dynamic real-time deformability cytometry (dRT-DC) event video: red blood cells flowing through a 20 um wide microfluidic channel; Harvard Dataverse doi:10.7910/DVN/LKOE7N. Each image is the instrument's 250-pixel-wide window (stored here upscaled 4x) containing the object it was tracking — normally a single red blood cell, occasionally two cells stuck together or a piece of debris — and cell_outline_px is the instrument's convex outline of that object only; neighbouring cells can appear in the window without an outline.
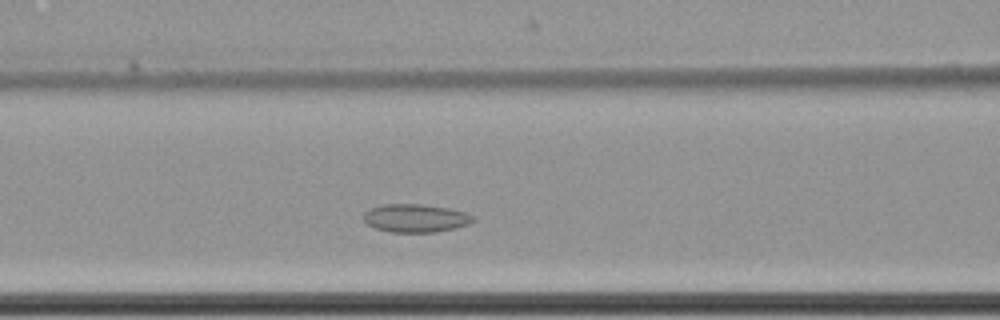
{"species": "common noctule bat (a hibernating species)", "species_latin": "Nyctalus noctula", "temperature_condition": "cold", "stored_images_in_passage": 41, "camera_frame_rate_fps": 3000, "um_per_image_px": 0.085, "animal": {"sex": "female", "body_mass_g": 22.7, "forearm_length_mm": 54.2}, "frame": {"image": 1, "passage_image": 14, "time_ms": 4.333, "image_size_px": [1000, 320], "cell_outline_px": [[476, 220], [468, 224], [456, 228], [436, 232], [392, 232], [376, 228], [368, 224], [364, 220], [364, 212], [368, 208], [384, 204], [420, 204], [448, 208], [468, 212], [476, 216]], "centroid_in_image_um": [35.37, 18.53], "position_along_channel_um": 131.2, "area_um2": 18.15}}
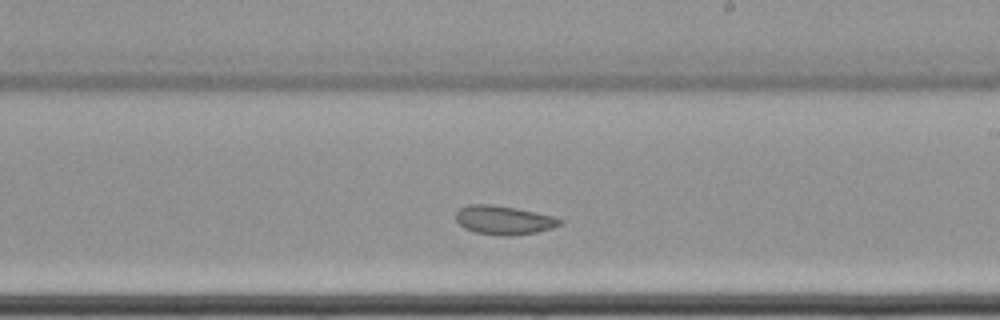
{"frame": {"image": 2, "passage_image": 24, "time_ms": 7.667, "image_size_px": [1000, 320], "cell_outline_px": [[564, 224], [552, 228], [536, 232], [512, 236], [504, 236], [476, 232], [464, 228], [456, 220], [456, 212], [460, 208], [468, 204], [492, 204], [516, 208], [536, 212], [552, 216], [564, 220]], "centroid_in_image_um": [42.84, 18.7], "position_along_channel_um": 246.2, "area_um2": 17.57}}
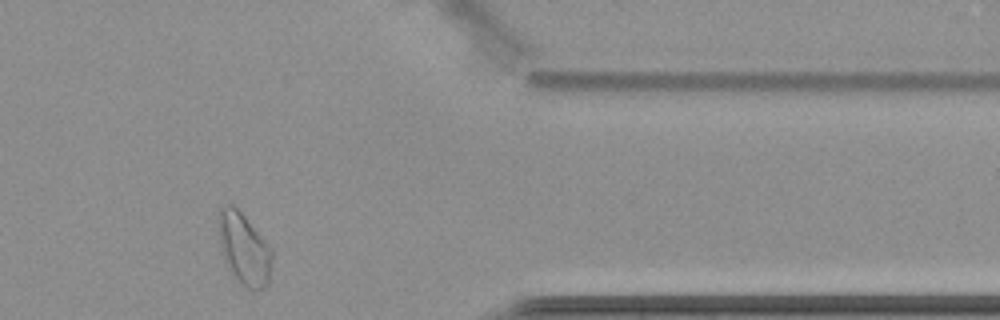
{"frame": {"image": 3, "passage_image": 38, "time_ms": 12.333, "image_size_px": [1000, 320], "cell_outline_px": [[272, 260], [268, 284], [264, 288], [256, 292], [244, 288], [236, 280], [228, 268], [224, 260], [220, 244], [216, 220], [216, 216], [220, 208], [224, 204], [232, 204], [244, 216], [272, 248]], "centroid_in_image_um": [20.72, 21.18], "position_along_channel_um": 390.7, "area_um2": 22.89}, "authors_computed_cell_mechanics": {"area_um2": 18.1492, "velocity_mm_per_s": 3.4516, "shape_relaxation_time_tau1_ms": null, "shape_relaxation_time_tau2_ms": 2.628, "deformation_change_tau1": null, "deformation_change_tau2": 0.0707}}